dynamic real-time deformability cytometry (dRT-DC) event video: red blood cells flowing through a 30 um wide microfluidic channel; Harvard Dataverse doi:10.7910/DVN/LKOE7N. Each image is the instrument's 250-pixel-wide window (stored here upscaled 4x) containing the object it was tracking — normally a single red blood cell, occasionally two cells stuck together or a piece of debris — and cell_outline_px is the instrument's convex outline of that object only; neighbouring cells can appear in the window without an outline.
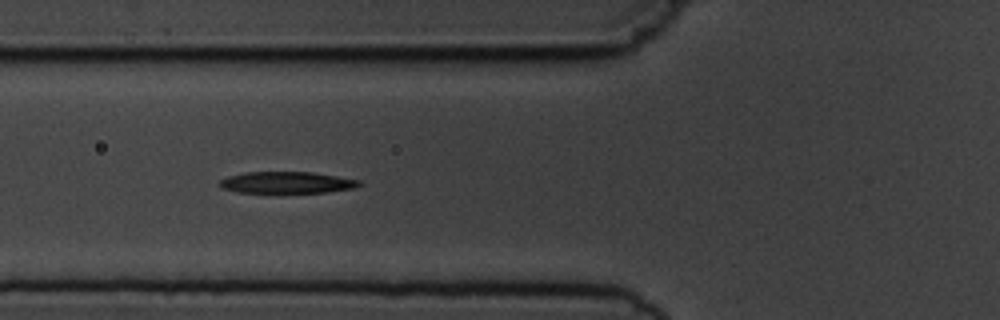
{"species": "common noctule bat (a hibernating species)", "species_latin": "Nyctalus noctula", "temperature_condition": "cold", "stored_images_in_passage": 14, "camera_frame_rate_fps": 3000, "um_per_image_px": 0.085, "animal": {"sex": "male", "body_mass_g": 19.5, "forearm_length_mm": 54.6}, "frame": {"image": 1, "passage_image": 5, "time_ms": 5.333, "image_size_px": [1000, 320], "cell_outline_px": [[364, 184], [356, 188], [328, 192], [236, 192], [224, 188], [220, 184], [220, 180], [228, 176], [244, 172], [312, 172], [360, 180]], "centroid_in_image_um": [24.44, 15.51], "position_along_channel_um": 101.4, "area_um2": 17.46}}
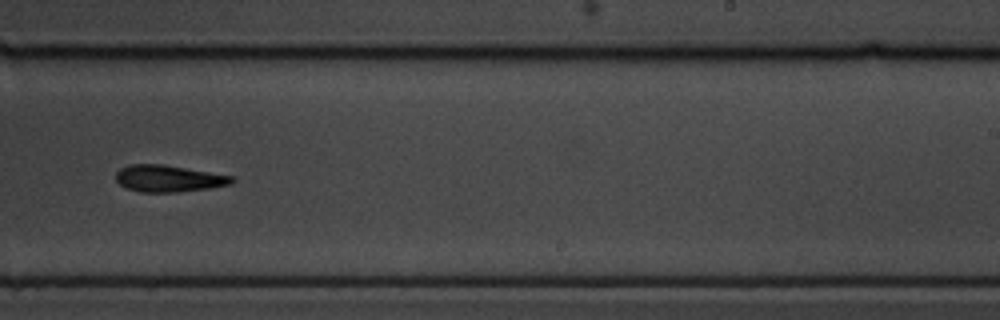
{"frame": {"image": 2, "passage_image": 9, "time_ms": 10.0, "image_size_px": [1000, 320], "cell_outline_px": [[236, 180], [232, 184], [212, 188], [176, 192], [140, 192], [128, 188], [120, 184], [116, 180], [116, 172], [120, 168], [128, 164], [160, 164], [232, 176]], "centroid_in_image_um": [14.32, 15.18], "position_along_channel_um": 274.7, "area_um2": 17.98}}
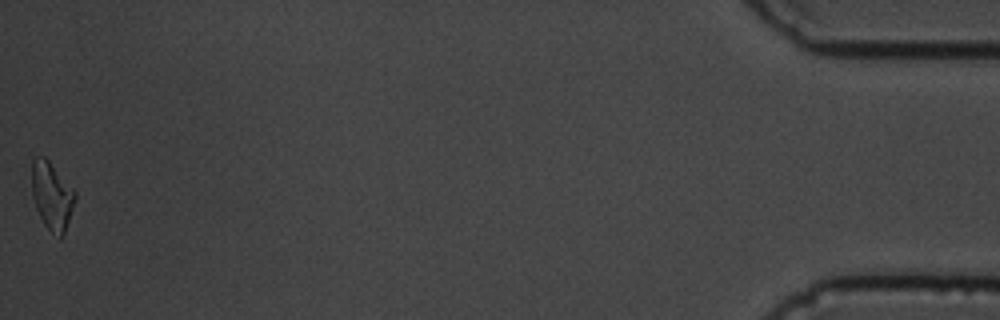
{"frame": {"image": 3, "passage_image": 14, "time_ms": 16.667, "image_size_px": [1000, 320], "cell_outline_px": [[76, 200], [64, 232], [60, 240], [44, 224], [36, 208], [32, 196], [32, 160], [36, 156], [44, 156], [48, 160], [76, 192]], "centroid_in_image_um": [4.41, 16.64], "position_along_channel_um": 430.8, "area_um2": 16.94}, "authors_computed_cell_mechanics": {"area_um2": 17.918, "velocity_mm_per_s": 3.7266, "shape_relaxation_time_tau1_ms": 2.7294, "shape_relaxation_time_tau2_ms": null, "deformation_change_tau1": 0.1446, "deformation_change_tau2": null}}